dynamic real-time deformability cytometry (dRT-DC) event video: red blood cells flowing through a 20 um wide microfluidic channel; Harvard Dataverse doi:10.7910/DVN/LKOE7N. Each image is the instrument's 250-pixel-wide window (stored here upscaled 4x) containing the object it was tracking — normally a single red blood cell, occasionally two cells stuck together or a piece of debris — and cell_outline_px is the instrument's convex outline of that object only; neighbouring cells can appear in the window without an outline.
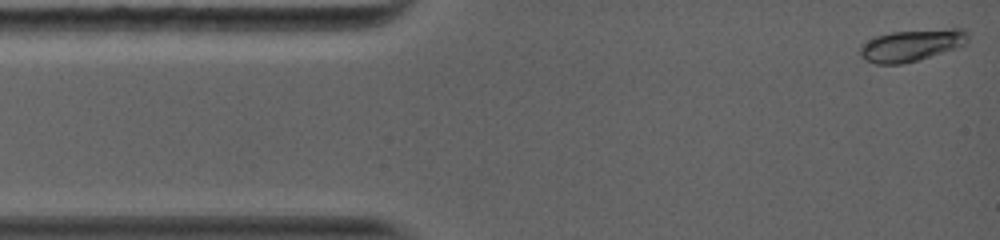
{"species": "common noctule bat (a hibernating species)", "species_latin": "Nyctalus noctula", "temperature_condition": "warm", "stored_images_in_passage": 41, "camera_frame_rate_fps": 5000, "um_per_image_px": 0.085, "animal": {"sex": "female", "body_mass_g": 19.0, "forearm_length_mm": 56.7}, "frame": {"image": 1, "passage_image": 1, "time_ms": 0.0, "image_size_px": [1000, 240], "cell_outline_px": [[968, 44], [956, 48], [916, 60], [900, 64], [876, 64], [864, 60], [860, 56], [860, 44], [876, 36], [892, 32], [948, 28], [964, 28], [968, 32]], "centroid_in_image_um": [77.49, 3.83], "position_along_channel_um": 7.5, "area_um2": 20.11}}
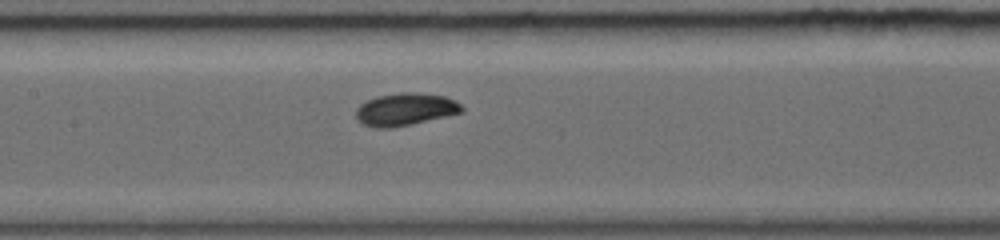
{"frame": {"image": 2, "passage_image": 19, "time_ms": 5.8, "image_size_px": [1000, 240], "cell_outline_px": [[464, 112], [412, 124], [388, 128], [376, 128], [364, 124], [356, 116], [356, 108], [360, 104], [376, 96], [400, 92], [420, 92], [444, 96], [460, 104], [464, 108]], "centroid_in_image_um": [34.46, 9.28], "position_along_channel_um": 172.9, "area_um2": 20.0}}
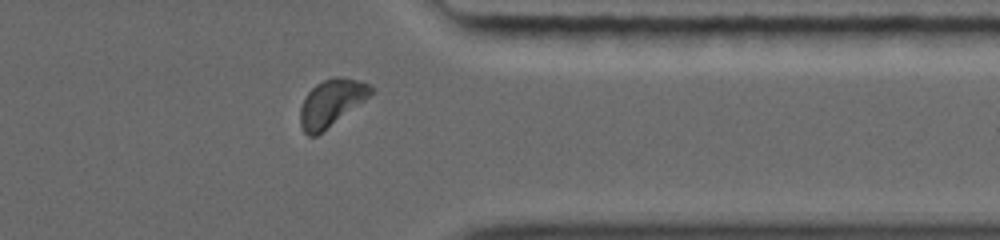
{"frame": {"image": 3, "passage_image": 35, "time_ms": 11.0, "image_size_px": [1000, 240], "cell_outline_px": [[376, 88], [368, 96], [316, 136], [308, 136], [304, 132], [300, 124], [300, 108], [308, 92], [316, 84], [324, 80], [336, 76], [340, 76], [360, 80]], "centroid_in_image_um": [28.14, 8.71], "position_along_channel_um": 383.3, "area_um2": 18.79}, "authors_computed_cell_mechanics": {"area_um2": 19.1318, "velocity_mm_per_s": 4.1156, "shape_relaxation_time_tau1_ms": 2.2173, "shape_relaxation_time_tau2_ms": null, "deformation_change_tau1": 0.1049, "deformation_change_tau2": null}}